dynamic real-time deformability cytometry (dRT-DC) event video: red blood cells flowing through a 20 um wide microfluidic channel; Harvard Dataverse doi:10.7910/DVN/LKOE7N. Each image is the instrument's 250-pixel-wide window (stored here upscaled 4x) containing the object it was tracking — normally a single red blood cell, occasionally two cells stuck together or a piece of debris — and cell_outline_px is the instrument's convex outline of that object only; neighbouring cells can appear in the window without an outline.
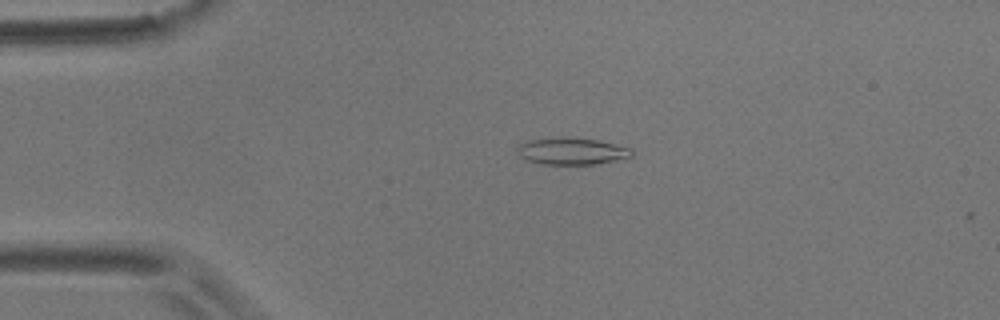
{"species": "common noctule bat (a hibernating species)", "species_latin": "Nyctalus noctula", "temperature_condition": "room temperature", "stored_images_in_passage": 12, "camera_frame_rate_fps": 3000, "um_per_image_px": 0.085, "animal": {"sex": "male", "body_mass_g": 17.9}, "frame": {"image": 1, "passage_image": 11, "time_ms": 3.333, "image_size_px": [1000, 320], "cell_outline_px": [[632, 156], [592, 164], [540, 164], [528, 160], [520, 156], [516, 152], [516, 144], [524, 140], [600, 140], [632, 148]], "centroid_in_image_um": [48.55, 12.88], "position_along_channel_um": 36.4, "area_um2": 17.11}}